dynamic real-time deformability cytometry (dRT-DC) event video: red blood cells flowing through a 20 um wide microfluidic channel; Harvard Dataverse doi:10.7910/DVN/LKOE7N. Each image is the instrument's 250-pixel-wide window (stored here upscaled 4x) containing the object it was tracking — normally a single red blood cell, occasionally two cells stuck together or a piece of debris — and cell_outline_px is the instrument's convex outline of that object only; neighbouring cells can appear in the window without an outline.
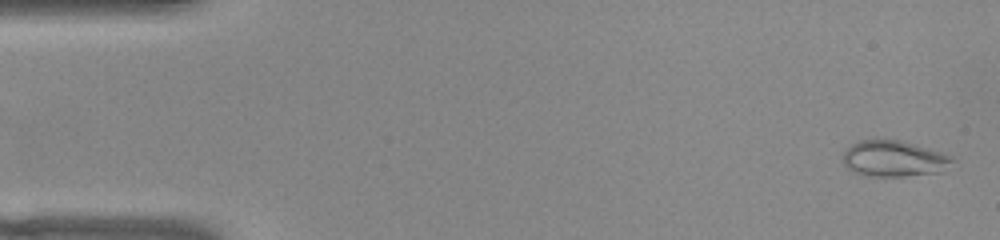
{"species": "common noctule bat (a hibernating species)", "species_latin": "Nyctalus noctula", "temperature_condition": "warm", "stored_images_in_passage": 54, "camera_frame_rate_fps": 3000, "um_per_image_px": 0.085, "animal": {"sex": "female", "body_mass_g": 22.0, "forearm_length_mm": 56.7}, "frame": {"image": 1, "passage_image": 2, "time_ms": 0.333, "image_size_px": [1000, 240], "cell_outline_px": [[952, 160], [940, 172], [904, 176], [860, 176], [852, 172], [844, 164], [844, 152], [852, 144], [860, 140], [900, 140], [928, 148], [952, 156]], "centroid_in_image_um": [75.92, 13.5], "position_along_channel_um": 9.1, "area_um2": 22.66}}
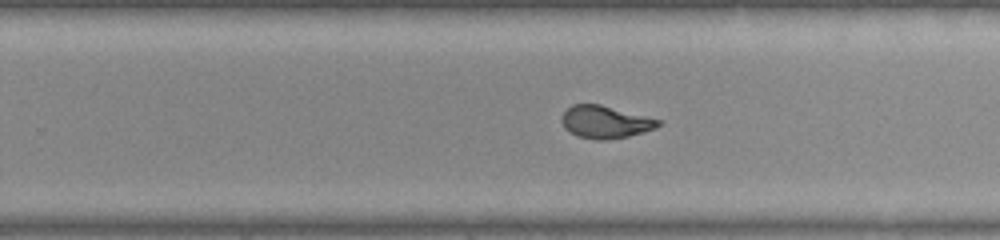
{"frame": {"image": 2, "passage_image": 33, "time_ms": 10.667, "image_size_px": [1000, 240], "cell_outline_px": [[660, 124], [656, 128], [628, 136], [604, 140], [596, 140], [576, 136], [564, 128], [560, 120], [564, 112], [572, 104], [600, 104], [660, 120]], "centroid_in_image_um": [51.39, 10.37], "position_along_channel_um": 278.4, "area_um2": 18.15}}
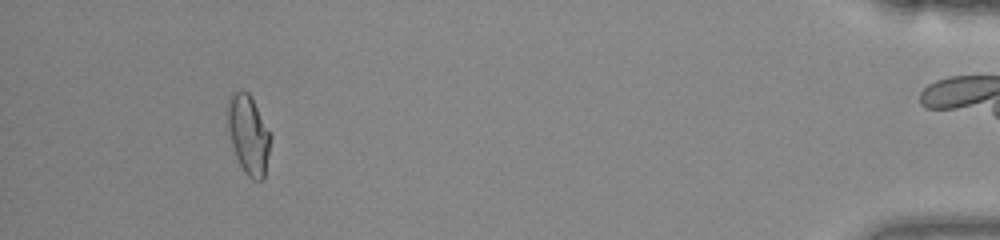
{"frame": {"image": 3, "passage_image": 49, "time_ms": 16.0, "image_size_px": [1000, 240], "cell_outline_px": [[272, 136], [264, 180], [252, 180], [244, 172], [236, 156], [232, 144], [228, 128], [228, 100], [232, 92], [240, 88], [248, 92]], "centroid_in_image_um": [21.13, 11.45], "position_along_channel_um": 414.1, "area_um2": 19.71}, "authors_computed_cell_mechanics": {"area_um2": 19.363, "velocity_mm_per_s": 3.863, "shape_relaxation_time_tau1_ms": null, "shape_relaxation_time_tau2_ms": 0.6974, "deformation_change_tau1": null, "deformation_change_tau2": 0.0637}}